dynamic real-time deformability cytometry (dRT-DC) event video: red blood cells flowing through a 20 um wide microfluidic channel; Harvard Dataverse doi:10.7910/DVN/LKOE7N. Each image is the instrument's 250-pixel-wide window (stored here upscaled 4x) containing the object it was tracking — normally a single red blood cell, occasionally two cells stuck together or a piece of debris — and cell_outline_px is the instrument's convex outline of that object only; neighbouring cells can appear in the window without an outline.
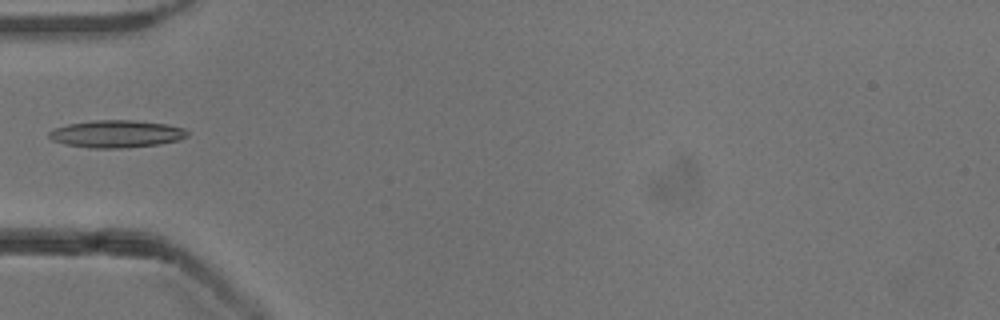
{"species": "common noctule bat (a hibernating species)", "species_latin": "Nyctalus noctula", "temperature_condition": "cold", "stored_images_in_passage": 5, "camera_frame_rate_fps": 3000, "um_per_image_px": 0.085, "animal": {"sex": "male", "body_mass_g": 13.3}, "frame": {"image": 1, "passage_image": 1, "time_ms": 0.0, "image_size_px": [1000, 320], "cell_outline_px": [[188, 136], [180, 140], [160, 144], [124, 148], [88, 148], [64, 144], [52, 140], [48, 136], [48, 132], [52, 128], [68, 124], [96, 120], [132, 120], [168, 124], [184, 128], [188, 132]], "centroid_in_image_um": [9.89, 11.38], "position_along_channel_um": 75.1, "area_um2": 22.31}}